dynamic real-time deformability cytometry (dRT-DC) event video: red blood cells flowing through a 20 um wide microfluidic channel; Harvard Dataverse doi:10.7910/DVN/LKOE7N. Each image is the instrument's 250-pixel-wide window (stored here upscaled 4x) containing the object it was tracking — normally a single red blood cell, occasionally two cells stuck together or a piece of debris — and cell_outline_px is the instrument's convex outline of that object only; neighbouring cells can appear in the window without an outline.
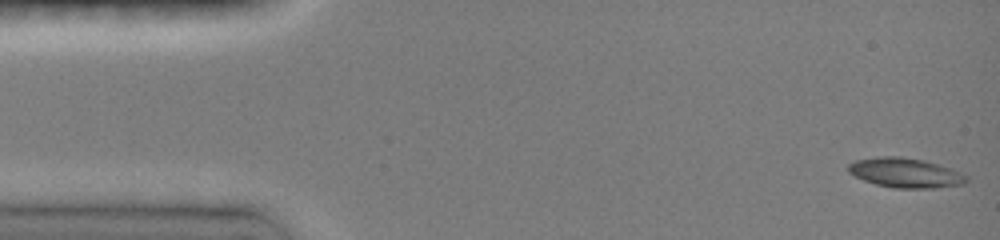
{"species": "common noctule bat (a hibernating species)", "species_latin": "Nyctalus noctula", "temperature_condition": "room temperature", "stored_images_in_passage": 46, "camera_frame_rate_fps": 3000, "um_per_image_px": 0.085, "animal": {"sex": "female", "body_mass_g": 19.0, "forearm_length_mm": 51.5}, "frame": {"image": 1, "passage_image": 1, "time_ms": 0.0, "image_size_px": [1000, 240], "cell_outline_px": [[968, 180], [964, 184], [936, 188], [892, 188], [876, 184], [864, 180], [848, 172], [848, 164], [856, 160], [884, 156], [900, 156], [920, 160], [952, 168], [968, 176]], "centroid_in_image_um": [76.98, 14.7], "position_along_channel_um": 8.0, "area_um2": 20.29}}
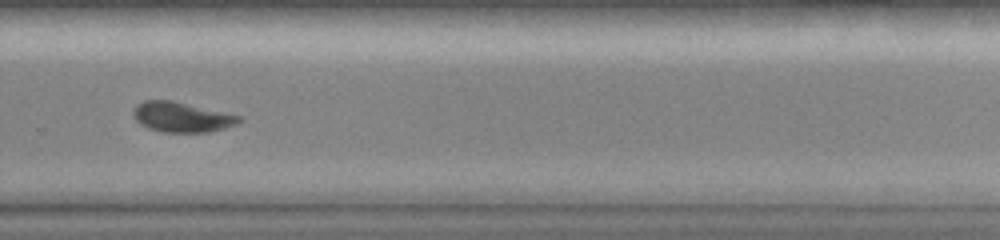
{"frame": {"image": 2, "passage_image": 32, "time_ms": 10.333, "image_size_px": [1000, 240], "cell_outline_px": [[244, 120], [236, 124], [224, 128], [208, 132], [164, 132], [148, 128], [140, 124], [132, 116], [132, 112], [136, 104], [144, 100], [172, 100], [240, 116]], "centroid_in_image_um": [15.41, 9.95], "position_along_channel_um": 314.4, "area_um2": 18.5}}
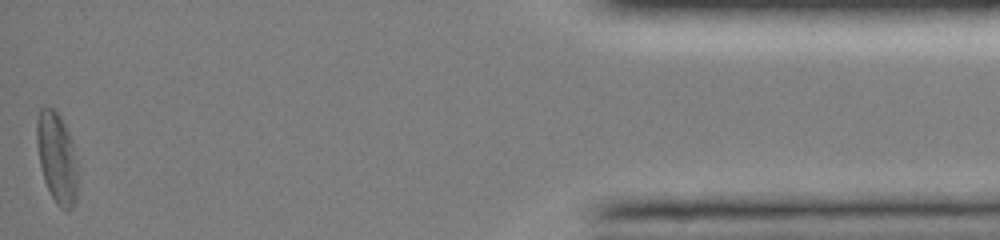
{"frame": {"image": 3, "passage_image": 46, "time_ms": 15.0, "image_size_px": [1000, 240], "cell_outline_px": [[76, 200], [72, 208], [64, 212], [56, 204], [44, 180], [40, 164], [36, 140], [36, 120], [40, 108], [44, 104], [52, 108], [60, 116], [72, 140], [76, 160]], "centroid_in_image_um": [4.81, 13.39], "position_along_channel_um": 430.4, "area_um2": 21.68}, "authors_computed_cell_mechanics": {"area_um2": 18.9295, "velocity_mm_per_s": 4.0946, "shape_relaxation_time_tau1_ms": 2.4944, "shape_relaxation_time_tau2_ms": null, "deformation_change_tau1": 0.1285, "deformation_change_tau2": null}}